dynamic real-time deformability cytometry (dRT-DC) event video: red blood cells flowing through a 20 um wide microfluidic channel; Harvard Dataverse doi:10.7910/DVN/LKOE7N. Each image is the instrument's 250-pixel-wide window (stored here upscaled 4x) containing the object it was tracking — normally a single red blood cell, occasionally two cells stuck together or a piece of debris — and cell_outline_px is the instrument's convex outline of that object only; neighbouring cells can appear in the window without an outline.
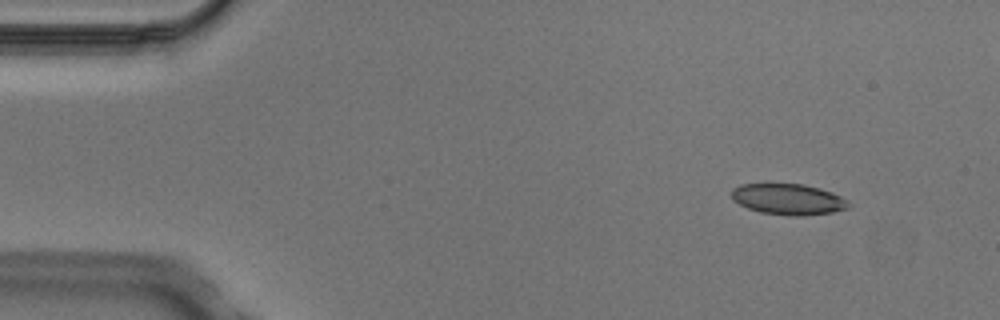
{"species": "Egyptian fruit bat (a non-hibernating species)", "species_latin": "Rousettus aegyptiacus", "temperature_condition": "cold", "stored_images_in_passage": 5, "camera_frame_rate_fps": 3000, "um_per_image_px": 0.085, "animal": {"sex": "male"}, "frame": {"image": 1, "passage_image": 1, "time_ms": 0.0, "image_size_px": [1000, 320], "cell_outline_px": [[852, 204], [848, 208], [832, 212], [804, 216], [788, 216], [760, 212], [748, 208], [732, 200], [732, 188], [740, 184], [804, 184], [820, 188], [832, 192], [848, 200]], "centroid_in_image_um": [67.02, 16.94], "position_along_channel_um": 18.0, "area_um2": 21.27}}